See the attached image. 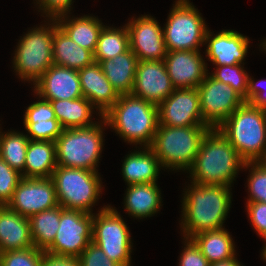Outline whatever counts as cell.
<instances>
[{
  "label": "cell",
  "instance_id": "6da1fadb",
  "mask_svg": "<svg viewBox=\"0 0 266 266\" xmlns=\"http://www.w3.org/2000/svg\"><path fill=\"white\" fill-rule=\"evenodd\" d=\"M190 187V188H189ZM230 186L199 185L191 182L183 195L181 230L184 238L223 228L231 208Z\"/></svg>",
  "mask_w": 266,
  "mask_h": 266
},
{
  "label": "cell",
  "instance_id": "7a4b0ae2",
  "mask_svg": "<svg viewBox=\"0 0 266 266\" xmlns=\"http://www.w3.org/2000/svg\"><path fill=\"white\" fill-rule=\"evenodd\" d=\"M245 161L217 128L204 135L192 167V182L199 185L232 186ZM241 168V169H240Z\"/></svg>",
  "mask_w": 266,
  "mask_h": 266
},
{
  "label": "cell",
  "instance_id": "3957f363",
  "mask_svg": "<svg viewBox=\"0 0 266 266\" xmlns=\"http://www.w3.org/2000/svg\"><path fill=\"white\" fill-rule=\"evenodd\" d=\"M103 118L125 142L141 147L152 145L159 125L158 106L131 93L120 95Z\"/></svg>",
  "mask_w": 266,
  "mask_h": 266
},
{
  "label": "cell",
  "instance_id": "277c9868",
  "mask_svg": "<svg viewBox=\"0 0 266 266\" xmlns=\"http://www.w3.org/2000/svg\"><path fill=\"white\" fill-rule=\"evenodd\" d=\"M245 162H256L266 148V110L244 102L218 128Z\"/></svg>",
  "mask_w": 266,
  "mask_h": 266
},
{
  "label": "cell",
  "instance_id": "5b68a950",
  "mask_svg": "<svg viewBox=\"0 0 266 266\" xmlns=\"http://www.w3.org/2000/svg\"><path fill=\"white\" fill-rule=\"evenodd\" d=\"M210 128L209 125H158L150 147L159 159L161 167L173 171H188L194 163L204 135Z\"/></svg>",
  "mask_w": 266,
  "mask_h": 266
},
{
  "label": "cell",
  "instance_id": "8992f818",
  "mask_svg": "<svg viewBox=\"0 0 266 266\" xmlns=\"http://www.w3.org/2000/svg\"><path fill=\"white\" fill-rule=\"evenodd\" d=\"M99 122L84 128L62 129L55 141L57 165L98 171L104 145L102 126H107L103 117Z\"/></svg>",
  "mask_w": 266,
  "mask_h": 266
},
{
  "label": "cell",
  "instance_id": "52a82bcc",
  "mask_svg": "<svg viewBox=\"0 0 266 266\" xmlns=\"http://www.w3.org/2000/svg\"><path fill=\"white\" fill-rule=\"evenodd\" d=\"M50 23L30 29L19 40L12 63L14 71L24 81H31L35 84L54 64V32L59 26L56 20H50Z\"/></svg>",
  "mask_w": 266,
  "mask_h": 266
},
{
  "label": "cell",
  "instance_id": "ba28073f",
  "mask_svg": "<svg viewBox=\"0 0 266 266\" xmlns=\"http://www.w3.org/2000/svg\"><path fill=\"white\" fill-rule=\"evenodd\" d=\"M51 178L61 207L92 213L103 189L98 171L57 165Z\"/></svg>",
  "mask_w": 266,
  "mask_h": 266
},
{
  "label": "cell",
  "instance_id": "9c48e42d",
  "mask_svg": "<svg viewBox=\"0 0 266 266\" xmlns=\"http://www.w3.org/2000/svg\"><path fill=\"white\" fill-rule=\"evenodd\" d=\"M208 29L201 13L189 0H177L169 13L163 35L167 51H200Z\"/></svg>",
  "mask_w": 266,
  "mask_h": 266
},
{
  "label": "cell",
  "instance_id": "30bf717a",
  "mask_svg": "<svg viewBox=\"0 0 266 266\" xmlns=\"http://www.w3.org/2000/svg\"><path fill=\"white\" fill-rule=\"evenodd\" d=\"M93 213L92 242L121 266H131L132 241L129 227L118 211L110 205ZM95 214V215H94Z\"/></svg>",
  "mask_w": 266,
  "mask_h": 266
},
{
  "label": "cell",
  "instance_id": "8fae6325",
  "mask_svg": "<svg viewBox=\"0 0 266 266\" xmlns=\"http://www.w3.org/2000/svg\"><path fill=\"white\" fill-rule=\"evenodd\" d=\"M92 231L93 213L61 207L56 237L45 251L60 256L79 257L92 242Z\"/></svg>",
  "mask_w": 266,
  "mask_h": 266
},
{
  "label": "cell",
  "instance_id": "7c38bea8",
  "mask_svg": "<svg viewBox=\"0 0 266 266\" xmlns=\"http://www.w3.org/2000/svg\"><path fill=\"white\" fill-rule=\"evenodd\" d=\"M209 74L197 88L200 108L203 120L211 128H218L245 101L230 85Z\"/></svg>",
  "mask_w": 266,
  "mask_h": 266
},
{
  "label": "cell",
  "instance_id": "4fadbf2b",
  "mask_svg": "<svg viewBox=\"0 0 266 266\" xmlns=\"http://www.w3.org/2000/svg\"><path fill=\"white\" fill-rule=\"evenodd\" d=\"M57 193L52 178H22L7 206L21 216L30 217L36 213L58 206Z\"/></svg>",
  "mask_w": 266,
  "mask_h": 266
},
{
  "label": "cell",
  "instance_id": "5bb4252c",
  "mask_svg": "<svg viewBox=\"0 0 266 266\" xmlns=\"http://www.w3.org/2000/svg\"><path fill=\"white\" fill-rule=\"evenodd\" d=\"M131 51L138 61H164L167 54L163 28L150 15L131 19L127 25Z\"/></svg>",
  "mask_w": 266,
  "mask_h": 266
},
{
  "label": "cell",
  "instance_id": "9a60e30c",
  "mask_svg": "<svg viewBox=\"0 0 266 266\" xmlns=\"http://www.w3.org/2000/svg\"><path fill=\"white\" fill-rule=\"evenodd\" d=\"M159 125L185 127L208 125L202 117L197 88L174 89L158 106Z\"/></svg>",
  "mask_w": 266,
  "mask_h": 266
},
{
  "label": "cell",
  "instance_id": "2e32d148",
  "mask_svg": "<svg viewBox=\"0 0 266 266\" xmlns=\"http://www.w3.org/2000/svg\"><path fill=\"white\" fill-rule=\"evenodd\" d=\"M174 89L164 61H138L131 94L159 106Z\"/></svg>",
  "mask_w": 266,
  "mask_h": 266
},
{
  "label": "cell",
  "instance_id": "e0dca14e",
  "mask_svg": "<svg viewBox=\"0 0 266 266\" xmlns=\"http://www.w3.org/2000/svg\"><path fill=\"white\" fill-rule=\"evenodd\" d=\"M164 62L175 89L198 88L208 73L200 51H167Z\"/></svg>",
  "mask_w": 266,
  "mask_h": 266
},
{
  "label": "cell",
  "instance_id": "ac0fdd59",
  "mask_svg": "<svg viewBox=\"0 0 266 266\" xmlns=\"http://www.w3.org/2000/svg\"><path fill=\"white\" fill-rule=\"evenodd\" d=\"M34 93L46 100L77 99L83 97L78 70L51 65L33 84Z\"/></svg>",
  "mask_w": 266,
  "mask_h": 266
},
{
  "label": "cell",
  "instance_id": "d6986e66",
  "mask_svg": "<svg viewBox=\"0 0 266 266\" xmlns=\"http://www.w3.org/2000/svg\"><path fill=\"white\" fill-rule=\"evenodd\" d=\"M249 38L234 30H222L213 36L210 30L205 36L206 58L215 66L245 64ZM208 44V45H207Z\"/></svg>",
  "mask_w": 266,
  "mask_h": 266
},
{
  "label": "cell",
  "instance_id": "ffe728a7",
  "mask_svg": "<svg viewBox=\"0 0 266 266\" xmlns=\"http://www.w3.org/2000/svg\"><path fill=\"white\" fill-rule=\"evenodd\" d=\"M83 97L96 108L100 118L116 103L120 95L106 78L101 64L93 62L78 70Z\"/></svg>",
  "mask_w": 266,
  "mask_h": 266
},
{
  "label": "cell",
  "instance_id": "44dd1931",
  "mask_svg": "<svg viewBox=\"0 0 266 266\" xmlns=\"http://www.w3.org/2000/svg\"><path fill=\"white\" fill-rule=\"evenodd\" d=\"M32 247L29 217L0 206V253Z\"/></svg>",
  "mask_w": 266,
  "mask_h": 266
},
{
  "label": "cell",
  "instance_id": "7402d4cb",
  "mask_svg": "<svg viewBox=\"0 0 266 266\" xmlns=\"http://www.w3.org/2000/svg\"><path fill=\"white\" fill-rule=\"evenodd\" d=\"M134 150L125 157L122 164V175L127 185L156 183L161 169L159 159L150 146Z\"/></svg>",
  "mask_w": 266,
  "mask_h": 266
},
{
  "label": "cell",
  "instance_id": "603a6c76",
  "mask_svg": "<svg viewBox=\"0 0 266 266\" xmlns=\"http://www.w3.org/2000/svg\"><path fill=\"white\" fill-rule=\"evenodd\" d=\"M124 207L128 215L137 219L153 216L161 208V191L157 183L127 185Z\"/></svg>",
  "mask_w": 266,
  "mask_h": 266
},
{
  "label": "cell",
  "instance_id": "cb8c5ba5",
  "mask_svg": "<svg viewBox=\"0 0 266 266\" xmlns=\"http://www.w3.org/2000/svg\"><path fill=\"white\" fill-rule=\"evenodd\" d=\"M57 167L54 141L30 140L21 173L24 178H51Z\"/></svg>",
  "mask_w": 266,
  "mask_h": 266
},
{
  "label": "cell",
  "instance_id": "d4e9b609",
  "mask_svg": "<svg viewBox=\"0 0 266 266\" xmlns=\"http://www.w3.org/2000/svg\"><path fill=\"white\" fill-rule=\"evenodd\" d=\"M100 64L106 78L119 95L131 93L138 64V59L131 49Z\"/></svg>",
  "mask_w": 266,
  "mask_h": 266
},
{
  "label": "cell",
  "instance_id": "484cf974",
  "mask_svg": "<svg viewBox=\"0 0 266 266\" xmlns=\"http://www.w3.org/2000/svg\"><path fill=\"white\" fill-rule=\"evenodd\" d=\"M67 16V17H66ZM64 15L56 19L58 26L79 46L95 53L102 28L105 26L95 16L71 17Z\"/></svg>",
  "mask_w": 266,
  "mask_h": 266
},
{
  "label": "cell",
  "instance_id": "4316f807",
  "mask_svg": "<svg viewBox=\"0 0 266 266\" xmlns=\"http://www.w3.org/2000/svg\"><path fill=\"white\" fill-rule=\"evenodd\" d=\"M49 101L62 129L84 128L97 123L91 118L97 108L85 97Z\"/></svg>",
  "mask_w": 266,
  "mask_h": 266
},
{
  "label": "cell",
  "instance_id": "83f0119b",
  "mask_svg": "<svg viewBox=\"0 0 266 266\" xmlns=\"http://www.w3.org/2000/svg\"><path fill=\"white\" fill-rule=\"evenodd\" d=\"M94 62V54L76 44L60 27L54 32L53 63L74 70Z\"/></svg>",
  "mask_w": 266,
  "mask_h": 266
},
{
  "label": "cell",
  "instance_id": "f1b7e54d",
  "mask_svg": "<svg viewBox=\"0 0 266 266\" xmlns=\"http://www.w3.org/2000/svg\"><path fill=\"white\" fill-rule=\"evenodd\" d=\"M191 239L200 248L210 264L236 256L233 238L224 228L201 232Z\"/></svg>",
  "mask_w": 266,
  "mask_h": 266
},
{
  "label": "cell",
  "instance_id": "f546056e",
  "mask_svg": "<svg viewBox=\"0 0 266 266\" xmlns=\"http://www.w3.org/2000/svg\"><path fill=\"white\" fill-rule=\"evenodd\" d=\"M60 217V205L29 217L34 247L45 251L53 243L59 228Z\"/></svg>",
  "mask_w": 266,
  "mask_h": 266
},
{
  "label": "cell",
  "instance_id": "4dcf8cb0",
  "mask_svg": "<svg viewBox=\"0 0 266 266\" xmlns=\"http://www.w3.org/2000/svg\"><path fill=\"white\" fill-rule=\"evenodd\" d=\"M129 49V34L126 24L120 29L104 26L99 35L94 62L101 63L104 60L112 59Z\"/></svg>",
  "mask_w": 266,
  "mask_h": 266
},
{
  "label": "cell",
  "instance_id": "1f68e13d",
  "mask_svg": "<svg viewBox=\"0 0 266 266\" xmlns=\"http://www.w3.org/2000/svg\"><path fill=\"white\" fill-rule=\"evenodd\" d=\"M1 129V128H0ZM30 139L16 131H0V157L13 169L22 173Z\"/></svg>",
  "mask_w": 266,
  "mask_h": 266
},
{
  "label": "cell",
  "instance_id": "d6a6232c",
  "mask_svg": "<svg viewBox=\"0 0 266 266\" xmlns=\"http://www.w3.org/2000/svg\"><path fill=\"white\" fill-rule=\"evenodd\" d=\"M216 71L210 75L225 84L230 85L246 102L249 74L241 63L236 65L216 66Z\"/></svg>",
  "mask_w": 266,
  "mask_h": 266
},
{
  "label": "cell",
  "instance_id": "836d02e7",
  "mask_svg": "<svg viewBox=\"0 0 266 266\" xmlns=\"http://www.w3.org/2000/svg\"><path fill=\"white\" fill-rule=\"evenodd\" d=\"M243 168H250V175L247 181L250 195L247 202L266 203V170L256 162H245Z\"/></svg>",
  "mask_w": 266,
  "mask_h": 266
},
{
  "label": "cell",
  "instance_id": "e575fe53",
  "mask_svg": "<svg viewBox=\"0 0 266 266\" xmlns=\"http://www.w3.org/2000/svg\"><path fill=\"white\" fill-rule=\"evenodd\" d=\"M43 250L36 247L0 253V266H40Z\"/></svg>",
  "mask_w": 266,
  "mask_h": 266
},
{
  "label": "cell",
  "instance_id": "d590c367",
  "mask_svg": "<svg viewBox=\"0 0 266 266\" xmlns=\"http://www.w3.org/2000/svg\"><path fill=\"white\" fill-rule=\"evenodd\" d=\"M22 174L11 168L0 157V206L7 205L14 194V191L22 180Z\"/></svg>",
  "mask_w": 266,
  "mask_h": 266
},
{
  "label": "cell",
  "instance_id": "8d00e7d4",
  "mask_svg": "<svg viewBox=\"0 0 266 266\" xmlns=\"http://www.w3.org/2000/svg\"><path fill=\"white\" fill-rule=\"evenodd\" d=\"M26 133L30 140L56 141L62 132L57 119H49L46 122L24 123Z\"/></svg>",
  "mask_w": 266,
  "mask_h": 266
},
{
  "label": "cell",
  "instance_id": "74e56055",
  "mask_svg": "<svg viewBox=\"0 0 266 266\" xmlns=\"http://www.w3.org/2000/svg\"><path fill=\"white\" fill-rule=\"evenodd\" d=\"M30 104L24 115V123L46 122L49 119H56L55 112L49 100L43 99Z\"/></svg>",
  "mask_w": 266,
  "mask_h": 266
},
{
  "label": "cell",
  "instance_id": "f35d334b",
  "mask_svg": "<svg viewBox=\"0 0 266 266\" xmlns=\"http://www.w3.org/2000/svg\"><path fill=\"white\" fill-rule=\"evenodd\" d=\"M81 266H121L109 259L103 250L91 242L79 256Z\"/></svg>",
  "mask_w": 266,
  "mask_h": 266
},
{
  "label": "cell",
  "instance_id": "ab89813d",
  "mask_svg": "<svg viewBox=\"0 0 266 266\" xmlns=\"http://www.w3.org/2000/svg\"><path fill=\"white\" fill-rule=\"evenodd\" d=\"M185 246L180 254L179 266H210L209 261L202 254L200 248L192 239L184 238Z\"/></svg>",
  "mask_w": 266,
  "mask_h": 266
},
{
  "label": "cell",
  "instance_id": "60d3db41",
  "mask_svg": "<svg viewBox=\"0 0 266 266\" xmlns=\"http://www.w3.org/2000/svg\"><path fill=\"white\" fill-rule=\"evenodd\" d=\"M246 204L251 225L256 230L255 232L266 241V203L246 202Z\"/></svg>",
  "mask_w": 266,
  "mask_h": 266
},
{
  "label": "cell",
  "instance_id": "b9f144b4",
  "mask_svg": "<svg viewBox=\"0 0 266 266\" xmlns=\"http://www.w3.org/2000/svg\"><path fill=\"white\" fill-rule=\"evenodd\" d=\"M37 6L45 13L47 20H56L57 18L68 15L71 12L73 0H35ZM39 4V5H38Z\"/></svg>",
  "mask_w": 266,
  "mask_h": 266
},
{
  "label": "cell",
  "instance_id": "7bdbcfd3",
  "mask_svg": "<svg viewBox=\"0 0 266 266\" xmlns=\"http://www.w3.org/2000/svg\"><path fill=\"white\" fill-rule=\"evenodd\" d=\"M263 81L255 80L248 76V90L246 94V102L250 103L252 106L266 110V93L262 89ZM265 83V82H264ZM263 83V84H264Z\"/></svg>",
  "mask_w": 266,
  "mask_h": 266
},
{
  "label": "cell",
  "instance_id": "ee69618b",
  "mask_svg": "<svg viewBox=\"0 0 266 266\" xmlns=\"http://www.w3.org/2000/svg\"><path fill=\"white\" fill-rule=\"evenodd\" d=\"M40 266H81L79 257L60 256L43 251Z\"/></svg>",
  "mask_w": 266,
  "mask_h": 266
},
{
  "label": "cell",
  "instance_id": "f6af8a7d",
  "mask_svg": "<svg viewBox=\"0 0 266 266\" xmlns=\"http://www.w3.org/2000/svg\"><path fill=\"white\" fill-rule=\"evenodd\" d=\"M210 266H244V265H242L237 260V257H233V258L228 259V260L212 263V264H210Z\"/></svg>",
  "mask_w": 266,
  "mask_h": 266
},
{
  "label": "cell",
  "instance_id": "bcb514c9",
  "mask_svg": "<svg viewBox=\"0 0 266 266\" xmlns=\"http://www.w3.org/2000/svg\"><path fill=\"white\" fill-rule=\"evenodd\" d=\"M256 163L260 165L264 170H266V148L262 156L256 161Z\"/></svg>",
  "mask_w": 266,
  "mask_h": 266
},
{
  "label": "cell",
  "instance_id": "7dc6e473",
  "mask_svg": "<svg viewBox=\"0 0 266 266\" xmlns=\"http://www.w3.org/2000/svg\"><path fill=\"white\" fill-rule=\"evenodd\" d=\"M262 250H263L262 253H261L262 258H263V260L266 261V245L263 246V249Z\"/></svg>",
  "mask_w": 266,
  "mask_h": 266
},
{
  "label": "cell",
  "instance_id": "c3c4849f",
  "mask_svg": "<svg viewBox=\"0 0 266 266\" xmlns=\"http://www.w3.org/2000/svg\"><path fill=\"white\" fill-rule=\"evenodd\" d=\"M262 47H263V49H264V51L266 52V40L264 41V42H262Z\"/></svg>",
  "mask_w": 266,
  "mask_h": 266
}]
</instances>
